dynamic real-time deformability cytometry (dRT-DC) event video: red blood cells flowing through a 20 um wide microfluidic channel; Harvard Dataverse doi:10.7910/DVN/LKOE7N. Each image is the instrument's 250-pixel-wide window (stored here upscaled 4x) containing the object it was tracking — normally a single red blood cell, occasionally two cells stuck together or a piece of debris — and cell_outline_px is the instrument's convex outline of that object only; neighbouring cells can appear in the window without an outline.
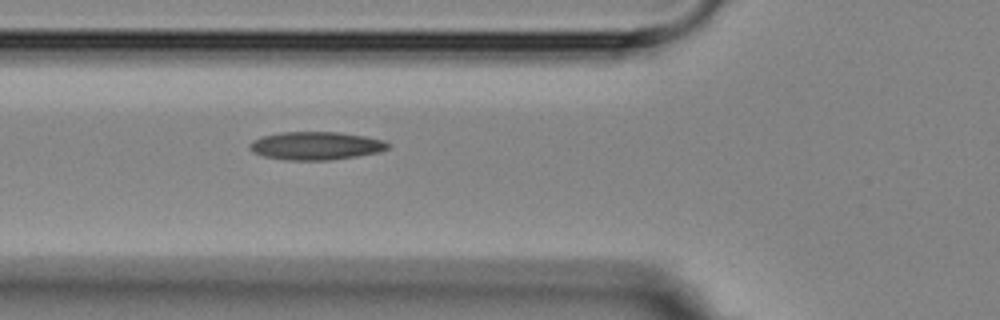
{"species": "Egyptian fruit bat (a non-hibernating species)", "species_latin": "Rousettus aegyptiacus", "temperature_condition": "room temperature", "stored_images_in_passage": 5, "camera_frame_rate_fps": 3000, "um_per_image_px": 0.085, "animal": {"sex": "female"}, "frame": {"image": 1, "passage_image": 5, "time_ms": 5.333, "image_size_px": [1000, 320], "cell_outline_px": [[392, 144], [388, 148], [380, 152], [356, 156], [328, 160], [288, 160], [264, 156], [252, 152], [248, 148], [248, 144], [252, 140], [264, 136], [280, 132], [340, 132], [364, 136], [384, 140]], "centroid_in_image_um": [26.85, 12.38], "position_along_channel_um": 98.9, "area_um2": 22.72}}